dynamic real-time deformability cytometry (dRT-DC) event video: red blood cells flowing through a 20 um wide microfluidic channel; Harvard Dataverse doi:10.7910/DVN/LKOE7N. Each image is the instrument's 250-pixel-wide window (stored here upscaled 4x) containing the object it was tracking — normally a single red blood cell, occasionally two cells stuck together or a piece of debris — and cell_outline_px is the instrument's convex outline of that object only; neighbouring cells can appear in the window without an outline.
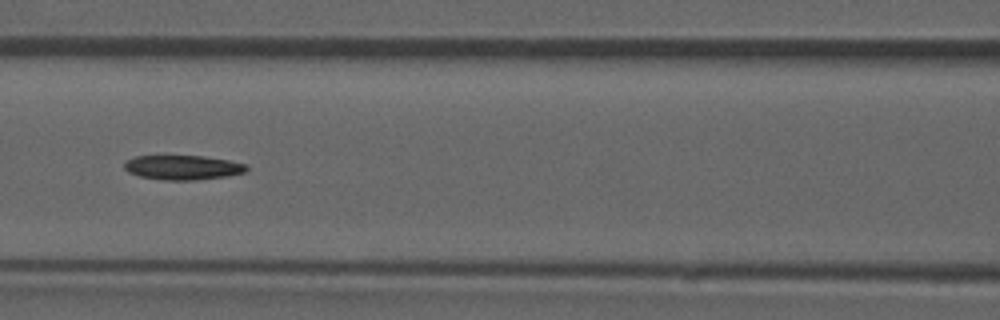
{"species": "common noctule bat (a hibernating species)", "species_latin": "Nyctalus noctula", "temperature_condition": "room temperature", "stored_images_in_passage": 52, "camera_frame_rate_fps": 3000, "um_per_image_px": 0.085, "animal": {"sex": "male", "forearm_length_mm": 52.5}, "frame": {"image": 1, "passage_image": 23, "time_ms": 7.333, "image_size_px": [1000, 320], "cell_outline_px": [[248, 168], [244, 172], [224, 176], [196, 180], [164, 180], [140, 176], [128, 172], [124, 168], [124, 164], [128, 160], [136, 156], [204, 156], [228, 160], [248, 164]], "centroid_in_image_um": [15.54, 14.23], "position_along_channel_um": 151.1, "area_um2": 17.28}}